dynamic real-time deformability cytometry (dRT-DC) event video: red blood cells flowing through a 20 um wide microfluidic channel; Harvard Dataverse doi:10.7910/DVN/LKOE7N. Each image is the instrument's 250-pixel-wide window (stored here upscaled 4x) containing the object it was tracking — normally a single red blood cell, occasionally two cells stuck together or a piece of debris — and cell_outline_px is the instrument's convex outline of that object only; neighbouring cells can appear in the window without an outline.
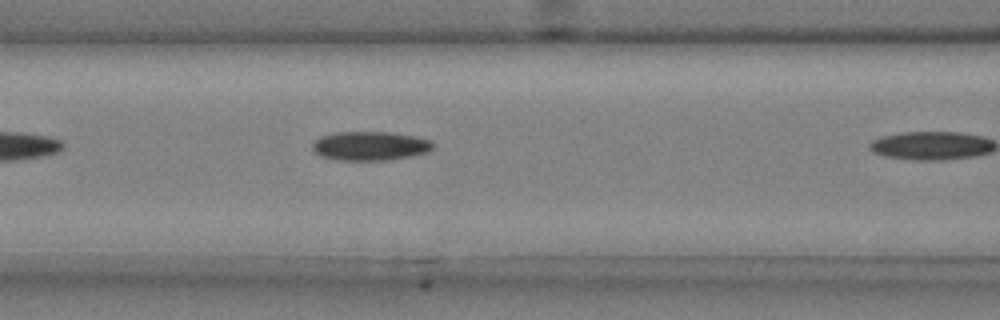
{"species": "common noctule bat (a hibernating species)", "species_latin": "Nyctalus noctula", "temperature_condition": "cold", "stored_images_in_passage": 9, "camera_frame_rate_fps": 3000, "um_per_image_px": 0.085, "animal": {"sex": "male", "body_mass_g": 20.4}, "frame": {"image": 1, "passage_image": 8, "time_ms": 2.333, "image_size_px": [1000, 320], "cell_outline_px": [[436, 144], [428, 152], [388, 160], [336, 160], [320, 156], [312, 148], [312, 144], [320, 136], [336, 132], [392, 132], [416, 136], [432, 140]], "centroid_in_image_um": [31.48, 12.39], "position_along_channel_um": 135.1, "area_um2": 20.52}}